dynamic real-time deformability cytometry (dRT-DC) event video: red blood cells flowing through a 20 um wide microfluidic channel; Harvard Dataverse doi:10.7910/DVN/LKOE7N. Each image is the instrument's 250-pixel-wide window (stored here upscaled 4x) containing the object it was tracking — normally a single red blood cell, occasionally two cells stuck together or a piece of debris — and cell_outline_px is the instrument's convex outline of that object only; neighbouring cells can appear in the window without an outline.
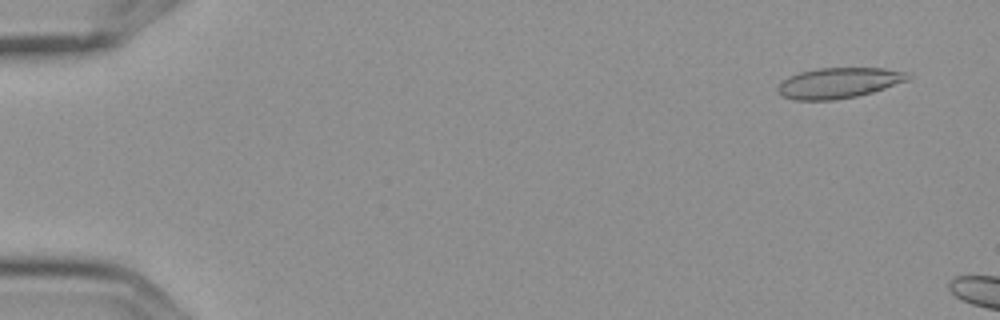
{"species": "Egyptian fruit bat (a non-hibernating species)", "species_latin": "Rousettus aegyptiacus", "temperature_condition": "cold", "stored_images_in_passage": 3, "camera_frame_rate_fps": 3000, "um_per_image_px": 0.085, "frame": {"image": 1, "passage_image": 1, "time_ms": 0.0, "image_size_px": [1000, 320], "cell_outline_px": [[912, 76], [908, 80], [872, 92], [856, 96], [832, 100], [792, 100], [780, 96], [776, 88], [788, 76], [800, 72], [816, 68], [884, 68], [904, 72]], "centroid_in_image_um": [71.24, 7.05], "position_along_channel_um": 13.8, "area_um2": 23.12}}